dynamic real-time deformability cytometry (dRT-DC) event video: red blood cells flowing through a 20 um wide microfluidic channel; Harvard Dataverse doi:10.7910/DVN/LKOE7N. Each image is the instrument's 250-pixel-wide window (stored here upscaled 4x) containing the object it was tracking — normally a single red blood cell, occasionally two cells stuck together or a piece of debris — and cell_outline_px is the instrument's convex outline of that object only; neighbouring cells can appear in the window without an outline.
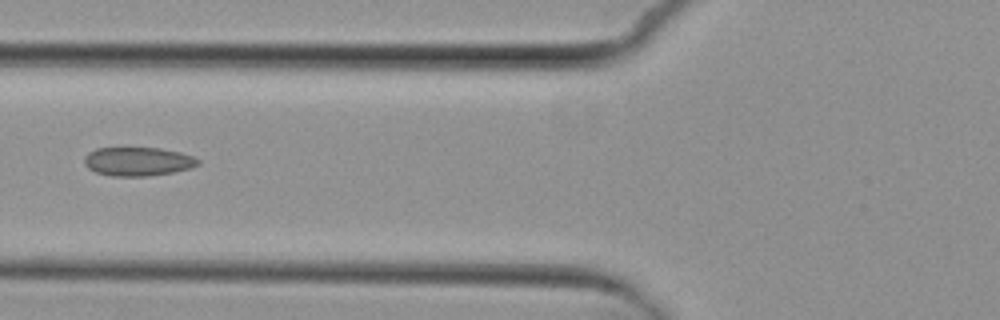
{"species": "common noctule bat (a hibernating species)", "species_latin": "Nyctalus noctula", "temperature_condition": "cold", "stored_images_in_passage": 6, "camera_frame_rate_fps": 3000, "um_per_image_px": 0.085, "animal": {"sex": "female", "body_mass_g": 29.2, "forearm_length_mm": 56.3}, "frame": {"image": 1, "passage_image": 5, "time_ms": 5.0, "image_size_px": [1000, 320], "cell_outline_px": [[200, 164], [192, 168], [172, 172], [148, 176], [112, 176], [96, 172], [88, 168], [84, 164], [84, 156], [88, 152], [96, 148], [160, 148], [180, 152], [192, 156], [200, 160]], "centroid_in_image_um": [11.72, 13.72], "position_along_channel_um": 114.1, "area_um2": 19.13}}
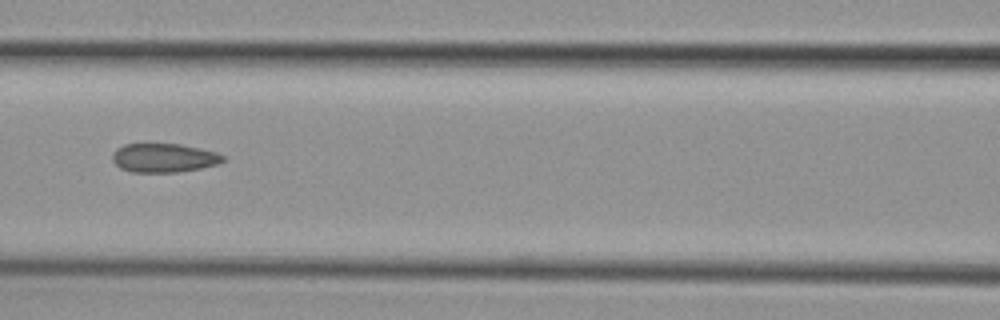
{"frame": {"image": 2, "passage_image": 6, "time_ms": 6.0, "image_size_px": [1000, 320], "cell_outline_px": [[224, 160], [220, 164], [200, 168], [176, 172], [132, 172], [120, 168], [112, 160], [112, 152], [116, 148], [124, 144], [180, 144], [200, 148], [216, 152], [224, 156]], "centroid_in_image_um": [13.92, 13.41], "position_along_channel_um": 152.7, "area_um2": 18.67}}